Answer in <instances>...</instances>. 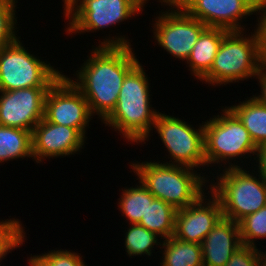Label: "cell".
<instances>
[{"mask_svg": "<svg viewBox=\"0 0 266 266\" xmlns=\"http://www.w3.org/2000/svg\"><path fill=\"white\" fill-rule=\"evenodd\" d=\"M127 40L123 36L104 39L76 71V81L71 80L86 98L91 114L99 115L101 121L115 108L126 74L139 62Z\"/></svg>", "mask_w": 266, "mask_h": 266, "instance_id": "cell-1", "label": "cell"}, {"mask_svg": "<svg viewBox=\"0 0 266 266\" xmlns=\"http://www.w3.org/2000/svg\"><path fill=\"white\" fill-rule=\"evenodd\" d=\"M148 77L138 62L125 76L113 111L103 120L134 144L150 136L159 111L150 105ZM116 129V130H115Z\"/></svg>", "mask_w": 266, "mask_h": 266, "instance_id": "cell-2", "label": "cell"}, {"mask_svg": "<svg viewBox=\"0 0 266 266\" xmlns=\"http://www.w3.org/2000/svg\"><path fill=\"white\" fill-rule=\"evenodd\" d=\"M130 165L137 179L156 199L163 200L177 210L193 204L205 194L202 187L207 184L208 178L201 176L194 168L155 161H133Z\"/></svg>", "mask_w": 266, "mask_h": 266, "instance_id": "cell-3", "label": "cell"}, {"mask_svg": "<svg viewBox=\"0 0 266 266\" xmlns=\"http://www.w3.org/2000/svg\"><path fill=\"white\" fill-rule=\"evenodd\" d=\"M229 31L223 38L210 71L200 80L210 85H226L255 78L261 71L260 37L255 28L251 36Z\"/></svg>", "mask_w": 266, "mask_h": 266, "instance_id": "cell-4", "label": "cell"}, {"mask_svg": "<svg viewBox=\"0 0 266 266\" xmlns=\"http://www.w3.org/2000/svg\"><path fill=\"white\" fill-rule=\"evenodd\" d=\"M254 174L243 169V166L225 167L215 184L210 183V191L220 201L223 217L238 223L246 215L266 206V183L258 173L256 176L259 178Z\"/></svg>", "mask_w": 266, "mask_h": 266, "instance_id": "cell-5", "label": "cell"}, {"mask_svg": "<svg viewBox=\"0 0 266 266\" xmlns=\"http://www.w3.org/2000/svg\"><path fill=\"white\" fill-rule=\"evenodd\" d=\"M221 116L217 115L204 123V155L206 165L224 162L232 167L240 164L229 163L246 154L255 155L257 146L250 137L249 131L240 119L228 108L222 110ZM229 160V161H228ZM227 163H226V162Z\"/></svg>", "mask_w": 266, "mask_h": 266, "instance_id": "cell-6", "label": "cell"}, {"mask_svg": "<svg viewBox=\"0 0 266 266\" xmlns=\"http://www.w3.org/2000/svg\"><path fill=\"white\" fill-rule=\"evenodd\" d=\"M19 38L0 48V91L51 87L63 74L30 54Z\"/></svg>", "mask_w": 266, "mask_h": 266, "instance_id": "cell-7", "label": "cell"}, {"mask_svg": "<svg viewBox=\"0 0 266 266\" xmlns=\"http://www.w3.org/2000/svg\"><path fill=\"white\" fill-rule=\"evenodd\" d=\"M144 3V0H69L63 7L69 20L66 32L72 35L108 28L140 14Z\"/></svg>", "mask_w": 266, "mask_h": 266, "instance_id": "cell-8", "label": "cell"}, {"mask_svg": "<svg viewBox=\"0 0 266 266\" xmlns=\"http://www.w3.org/2000/svg\"><path fill=\"white\" fill-rule=\"evenodd\" d=\"M153 128L156 129L162 143L168 149L171 157L169 164L196 169L206 165L204 124L195 129L180 118L158 112Z\"/></svg>", "mask_w": 266, "mask_h": 266, "instance_id": "cell-9", "label": "cell"}, {"mask_svg": "<svg viewBox=\"0 0 266 266\" xmlns=\"http://www.w3.org/2000/svg\"><path fill=\"white\" fill-rule=\"evenodd\" d=\"M169 9L171 11H163L155 18L153 35L158 45L184 61L207 26L190 16L181 6H170Z\"/></svg>", "mask_w": 266, "mask_h": 266, "instance_id": "cell-10", "label": "cell"}, {"mask_svg": "<svg viewBox=\"0 0 266 266\" xmlns=\"http://www.w3.org/2000/svg\"><path fill=\"white\" fill-rule=\"evenodd\" d=\"M92 116L86 98L68 76L63 74L49 88L44 107L46 121L76 128L85 137Z\"/></svg>", "mask_w": 266, "mask_h": 266, "instance_id": "cell-11", "label": "cell"}, {"mask_svg": "<svg viewBox=\"0 0 266 266\" xmlns=\"http://www.w3.org/2000/svg\"><path fill=\"white\" fill-rule=\"evenodd\" d=\"M50 87L0 91V125L33 132L44 118L45 98Z\"/></svg>", "mask_w": 266, "mask_h": 266, "instance_id": "cell-12", "label": "cell"}, {"mask_svg": "<svg viewBox=\"0 0 266 266\" xmlns=\"http://www.w3.org/2000/svg\"><path fill=\"white\" fill-rule=\"evenodd\" d=\"M258 5L257 0H185L180 6L207 27L244 31L242 18L257 14Z\"/></svg>", "mask_w": 266, "mask_h": 266, "instance_id": "cell-13", "label": "cell"}, {"mask_svg": "<svg viewBox=\"0 0 266 266\" xmlns=\"http://www.w3.org/2000/svg\"><path fill=\"white\" fill-rule=\"evenodd\" d=\"M209 192L212 196L209 197L210 200L203 194L193 204L177 210L174 237L185 242L201 244L223 217L220 201L211 191Z\"/></svg>", "mask_w": 266, "mask_h": 266, "instance_id": "cell-14", "label": "cell"}, {"mask_svg": "<svg viewBox=\"0 0 266 266\" xmlns=\"http://www.w3.org/2000/svg\"><path fill=\"white\" fill-rule=\"evenodd\" d=\"M85 138L76 128L50 123L43 118L32 132V159L40 163L47 157L74 155L83 147Z\"/></svg>", "mask_w": 266, "mask_h": 266, "instance_id": "cell-15", "label": "cell"}, {"mask_svg": "<svg viewBox=\"0 0 266 266\" xmlns=\"http://www.w3.org/2000/svg\"><path fill=\"white\" fill-rule=\"evenodd\" d=\"M242 246L239 224L222 217L201 243L204 266H225Z\"/></svg>", "mask_w": 266, "mask_h": 266, "instance_id": "cell-16", "label": "cell"}, {"mask_svg": "<svg viewBox=\"0 0 266 266\" xmlns=\"http://www.w3.org/2000/svg\"><path fill=\"white\" fill-rule=\"evenodd\" d=\"M229 31L223 28L207 27L199 36L188 57L189 70L201 80L209 71L224 36Z\"/></svg>", "mask_w": 266, "mask_h": 266, "instance_id": "cell-17", "label": "cell"}, {"mask_svg": "<svg viewBox=\"0 0 266 266\" xmlns=\"http://www.w3.org/2000/svg\"><path fill=\"white\" fill-rule=\"evenodd\" d=\"M243 123L249 131L250 137L258 147L266 143V106L256 98L250 97L243 102H239L228 107Z\"/></svg>", "mask_w": 266, "mask_h": 266, "instance_id": "cell-18", "label": "cell"}, {"mask_svg": "<svg viewBox=\"0 0 266 266\" xmlns=\"http://www.w3.org/2000/svg\"><path fill=\"white\" fill-rule=\"evenodd\" d=\"M160 266H204L201 244L185 242L172 236L162 241Z\"/></svg>", "mask_w": 266, "mask_h": 266, "instance_id": "cell-19", "label": "cell"}, {"mask_svg": "<svg viewBox=\"0 0 266 266\" xmlns=\"http://www.w3.org/2000/svg\"><path fill=\"white\" fill-rule=\"evenodd\" d=\"M176 212L172 205L155 198L138 224L161 237L159 240L168 239L174 236Z\"/></svg>", "mask_w": 266, "mask_h": 266, "instance_id": "cell-20", "label": "cell"}, {"mask_svg": "<svg viewBox=\"0 0 266 266\" xmlns=\"http://www.w3.org/2000/svg\"><path fill=\"white\" fill-rule=\"evenodd\" d=\"M32 158V132L0 125V163Z\"/></svg>", "mask_w": 266, "mask_h": 266, "instance_id": "cell-21", "label": "cell"}, {"mask_svg": "<svg viewBox=\"0 0 266 266\" xmlns=\"http://www.w3.org/2000/svg\"><path fill=\"white\" fill-rule=\"evenodd\" d=\"M139 186L124 188L121 197L119 198L118 208L130 221L129 224H137L141 221L142 216L148 208V204L155 199V197L148 191V189L139 180Z\"/></svg>", "mask_w": 266, "mask_h": 266, "instance_id": "cell-22", "label": "cell"}, {"mask_svg": "<svg viewBox=\"0 0 266 266\" xmlns=\"http://www.w3.org/2000/svg\"><path fill=\"white\" fill-rule=\"evenodd\" d=\"M125 233V248L129 257L144 255L151 256L154 245H162L158 242V235L147 230L140 224H129Z\"/></svg>", "mask_w": 266, "mask_h": 266, "instance_id": "cell-23", "label": "cell"}, {"mask_svg": "<svg viewBox=\"0 0 266 266\" xmlns=\"http://www.w3.org/2000/svg\"><path fill=\"white\" fill-rule=\"evenodd\" d=\"M238 224L242 245L257 247L255 240L266 238V206L246 215Z\"/></svg>", "mask_w": 266, "mask_h": 266, "instance_id": "cell-24", "label": "cell"}, {"mask_svg": "<svg viewBox=\"0 0 266 266\" xmlns=\"http://www.w3.org/2000/svg\"><path fill=\"white\" fill-rule=\"evenodd\" d=\"M19 219L0 221V263L10 251L19 248L25 240V229Z\"/></svg>", "mask_w": 266, "mask_h": 266, "instance_id": "cell-25", "label": "cell"}, {"mask_svg": "<svg viewBox=\"0 0 266 266\" xmlns=\"http://www.w3.org/2000/svg\"><path fill=\"white\" fill-rule=\"evenodd\" d=\"M16 0H0V48L4 47L18 37L16 36L17 32L15 26L17 25L16 17ZM16 17V18H15Z\"/></svg>", "mask_w": 266, "mask_h": 266, "instance_id": "cell-26", "label": "cell"}, {"mask_svg": "<svg viewBox=\"0 0 266 266\" xmlns=\"http://www.w3.org/2000/svg\"><path fill=\"white\" fill-rule=\"evenodd\" d=\"M48 266H87L78 253L71 250H51L38 255Z\"/></svg>", "mask_w": 266, "mask_h": 266, "instance_id": "cell-27", "label": "cell"}, {"mask_svg": "<svg viewBox=\"0 0 266 266\" xmlns=\"http://www.w3.org/2000/svg\"><path fill=\"white\" fill-rule=\"evenodd\" d=\"M260 250L253 246H240L225 266H258Z\"/></svg>", "mask_w": 266, "mask_h": 266, "instance_id": "cell-28", "label": "cell"}, {"mask_svg": "<svg viewBox=\"0 0 266 266\" xmlns=\"http://www.w3.org/2000/svg\"><path fill=\"white\" fill-rule=\"evenodd\" d=\"M257 12L261 15L256 26L260 37L261 63L266 67V3H259Z\"/></svg>", "mask_w": 266, "mask_h": 266, "instance_id": "cell-29", "label": "cell"}, {"mask_svg": "<svg viewBox=\"0 0 266 266\" xmlns=\"http://www.w3.org/2000/svg\"><path fill=\"white\" fill-rule=\"evenodd\" d=\"M255 155L257 156L254 160L257 158L256 163H258L257 172L259 173L261 179L266 183V143L257 147Z\"/></svg>", "mask_w": 266, "mask_h": 266, "instance_id": "cell-30", "label": "cell"}, {"mask_svg": "<svg viewBox=\"0 0 266 266\" xmlns=\"http://www.w3.org/2000/svg\"><path fill=\"white\" fill-rule=\"evenodd\" d=\"M260 83L261 94L258 96H254L260 103L266 106V67H262L260 73L256 77Z\"/></svg>", "mask_w": 266, "mask_h": 266, "instance_id": "cell-31", "label": "cell"}, {"mask_svg": "<svg viewBox=\"0 0 266 266\" xmlns=\"http://www.w3.org/2000/svg\"><path fill=\"white\" fill-rule=\"evenodd\" d=\"M30 266H48L38 255H33L29 258Z\"/></svg>", "mask_w": 266, "mask_h": 266, "instance_id": "cell-32", "label": "cell"}, {"mask_svg": "<svg viewBox=\"0 0 266 266\" xmlns=\"http://www.w3.org/2000/svg\"><path fill=\"white\" fill-rule=\"evenodd\" d=\"M185 0H159L165 6H180Z\"/></svg>", "mask_w": 266, "mask_h": 266, "instance_id": "cell-33", "label": "cell"}, {"mask_svg": "<svg viewBox=\"0 0 266 266\" xmlns=\"http://www.w3.org/2000/svg\"><path fill=\"white\" fill-rule=\"evenodd\" d=\"M258 266H266V252L260 250V257L258 260Z\"/></svg>", "mask_w": 266, "mask_h": 266, "instance_id": "cell-34", "label": "cell"}, {"mask_svg": "<svg viewBox=\"0 0 266 266\" xmlns=\"http://www.w3.org/2000/svg\"><path fill=\"white\" fill-rule=\"evenodd\" d=\"M259 3H266V0H257Z\"/></svg>", "mask_w": 266, "mask_h": 266, "instance_id": "cell-35", "label": "cell"}]
</instances>
